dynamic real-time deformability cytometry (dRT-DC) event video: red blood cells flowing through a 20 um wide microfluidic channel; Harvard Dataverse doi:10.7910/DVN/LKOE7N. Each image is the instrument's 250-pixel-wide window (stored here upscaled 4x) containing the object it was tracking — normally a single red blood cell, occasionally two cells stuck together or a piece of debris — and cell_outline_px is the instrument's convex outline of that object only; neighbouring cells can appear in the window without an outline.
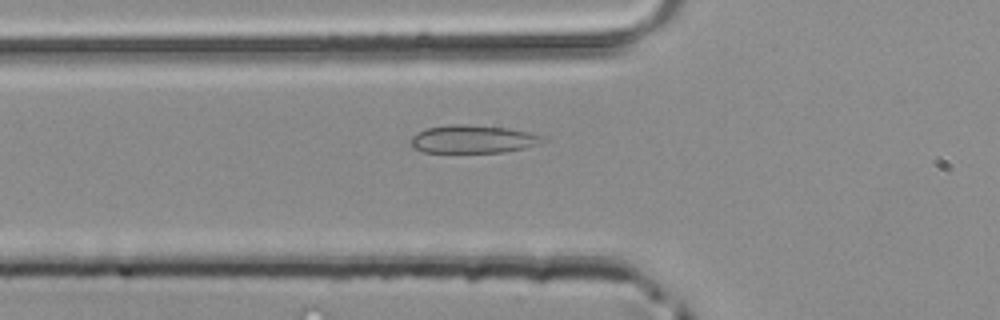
{"species": "common noctule bat (a hibernating species)", "species_latin": "Nyctalus noctula", "temperature_condition": "room temperature", "stored_images_in_passage": 34, "camera_frame_rate_fps": 3000, "um_per_image_px": 0.085, "animal": {"sex": "male", "body_mass_g": 20.4}, "frame": {"image": 1, "passage_image": 6, "time_ms": 1.667, "image_size_px": [1000, 320], "cell_outline_px": [[548, 140], [524, 148], [504, 152], [424, 152], [412, 148], [412, 136], [428, 128], [448, 124], [468, 124], [508, 128], [528, 132], [540, 136]], "centroid_in_image_um": [40.19, 11.82], "position_along_channel_um": 85.6, "area_um2": 21.33}}
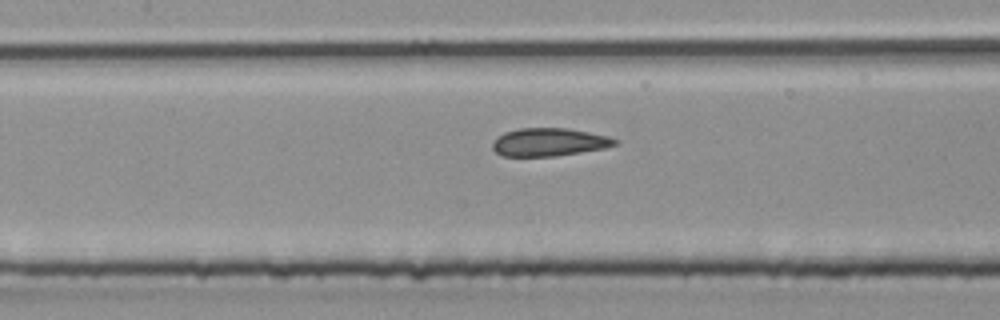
{"frame": {"image": 2, "passage_image": 11, "time_ms": 3.333, "image_size_px": [1000, 320], "cell_outline_px": [[620, 140], [616, 144], [604, 148], [556, 156], [504, 156], [496, 152], [492, 148], [492, 144], [504, 132], [520, 128], [568, 128], [608, 136]], "centroid_in_image_um": [46.69, 12.08], "position_along_channel_um": 160.7, "area_um2": 19.83}}
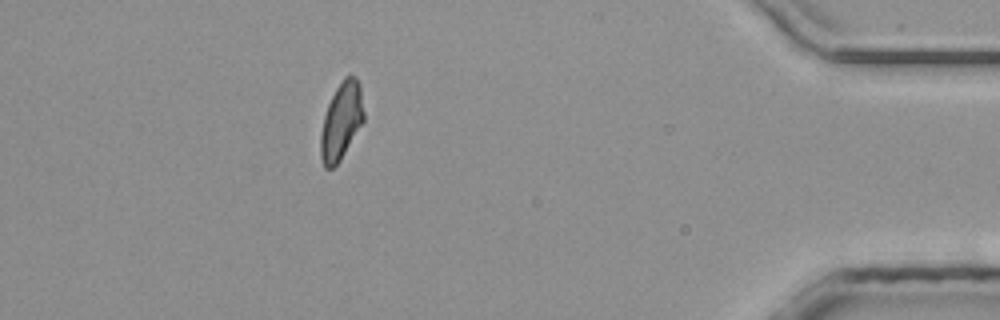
{"frame": {"image": 3, "passage_image": 31, "time_ms": 10.0, "image_size_px": [1000, 320], "cell_outline_px": [[364, 120], [340, 160], [332, 168], [324, 168], [320, 156], [320, 136], [324, 116], [328, 104], [336, 88], [344, 76], [356, 76], [360, 84], [364, 112]], "centroid_in_image_um": [29.01, 10.28], "position_along_channel_um": 406.2, "area_um2": 19.31}}